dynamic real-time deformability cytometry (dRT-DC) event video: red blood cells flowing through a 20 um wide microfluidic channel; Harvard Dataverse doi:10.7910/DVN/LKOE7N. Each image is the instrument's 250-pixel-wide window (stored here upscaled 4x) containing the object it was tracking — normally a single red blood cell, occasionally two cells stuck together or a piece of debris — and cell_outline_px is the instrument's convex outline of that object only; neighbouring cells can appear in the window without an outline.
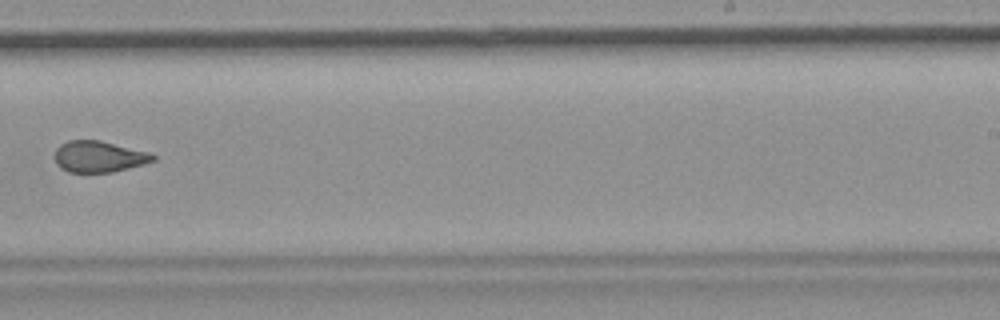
{"species": "common noctule bat (a hibernating species)", "species_latin": "Nyctalus noctula", "temperature_condition": "room temperature", "stored_images_in_passage": 11, "camera_frame_rate_fps": 3000, "um_per_image_px": 0.085, "animal": {"sex": "female", "body_mass_g": 19.9}, "frame": {"image": 1, "passage_image": 10, "time_ms": 3.0, "image_size_px": [1000, 320], "cell_outline_px": [[156, 160], [144, 164], [112, 172], [68, 172], [60, 168], [56, 164], [56, 148], [60, 144], [68, 140], [100, 140], [148, 152], [156, 156]], "centroid_in_image_um": [8.4, 13.31], "position_along_channel_um": 280.6, "area_um2": 17.86}}